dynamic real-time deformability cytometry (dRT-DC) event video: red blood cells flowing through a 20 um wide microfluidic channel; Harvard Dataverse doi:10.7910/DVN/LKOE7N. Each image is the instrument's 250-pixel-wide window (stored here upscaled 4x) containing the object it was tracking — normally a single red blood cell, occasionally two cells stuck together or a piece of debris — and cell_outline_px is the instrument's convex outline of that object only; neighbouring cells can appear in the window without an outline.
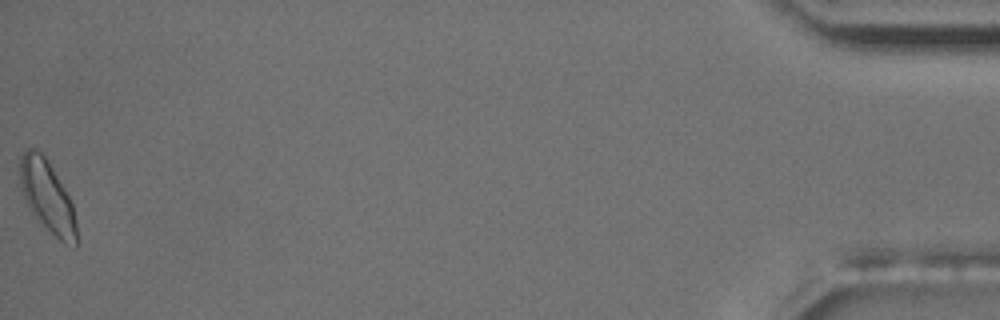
{"species": "common noctule bat (a hibernating species)", "species_latin": "Nyctalus noctula", "temperature_condition": "room temperature", "stored_images_in_passage": 55, "camera_frame_rate_fps": 3000, "um_per_image_px": 0.085, "animal": {"sex": "male", "body_mass_g": 17.5, "forearm_length_mm": 52.3}, "frame": {"image": 1, "passage_image": 55, "time_ms": 18.0, "image_size_px": [1000, 320], "cell_outline_px": [[76, 248], [64, 244], [32, 212], [24, 196], [20, 184], [20, 156], [28, 148], [36, 148], [44, 156], [64, 188], [72, 204], [76, 224]], "centroid_in_image_um": [4.02, 16.69], "position_along_channel_um": 431.2, "area_um2": 22.83}, "authors_computed_cell_mechanics": {"area_um2": 19.4208, "velocity_mm_per_s": 3.5345, "shape_relaxation_time_tau1_ms": 10.5339, "shape_relaxation_time_tau2_ms": 1.5639, "deformation_change_tau1": 0.1595, "deformation_change_tau2": 0.0629}}